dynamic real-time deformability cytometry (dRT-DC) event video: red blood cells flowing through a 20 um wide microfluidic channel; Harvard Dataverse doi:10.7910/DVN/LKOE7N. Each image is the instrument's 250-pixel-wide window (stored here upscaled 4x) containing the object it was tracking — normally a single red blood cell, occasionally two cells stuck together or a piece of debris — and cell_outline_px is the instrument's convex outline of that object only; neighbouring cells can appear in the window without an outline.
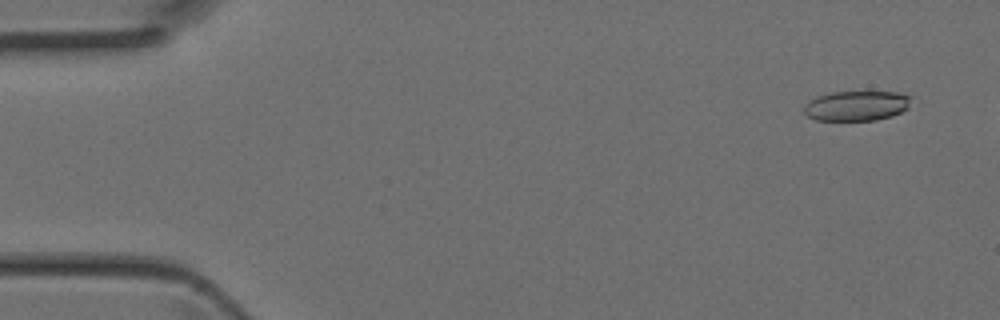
{"species": "Egyptian fruit bat (a non-hibernating species)", "species_latin": "Rousettus aegyptiacus", "temperature_condition": "room temperature", "stored_images_in_passage": 5, "camera_frame_rate_fps": 3000, "um_per_image_px": 0.085, "animal": {"sex": "female"}, "frame": {"image": 1, "passage_image": 1, "time_ms": 0.0, "image_size_px": [1000, 320], "cell_outline_px": [[916, 96], [908, 108], [892, 116], [876, 120], [816, 120], [808, 116], [804, 112], [804, 104], [816, 96], [832, 92], [896, 92]], "centroid_in_image_um": [72.86, 8.98], "position_along_channel_um": 12.1, "area_um2": 18.96}}